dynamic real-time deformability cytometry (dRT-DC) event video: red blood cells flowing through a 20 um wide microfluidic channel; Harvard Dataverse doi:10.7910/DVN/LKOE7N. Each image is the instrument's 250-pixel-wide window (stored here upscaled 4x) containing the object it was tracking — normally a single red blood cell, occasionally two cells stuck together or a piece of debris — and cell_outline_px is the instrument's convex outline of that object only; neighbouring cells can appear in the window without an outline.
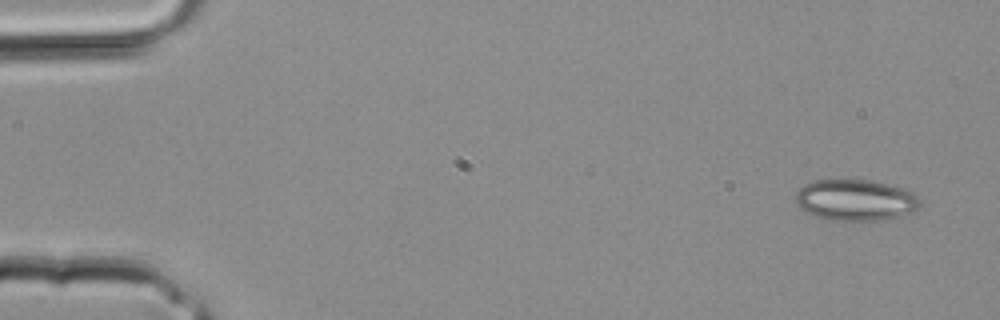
{"species": "common noctule bat (a hibernating species)", "species_latin": "Nyctalus noctula", "temperature_condition": "room temperature", "stored_images_in_passage": 3, "camera_frame_rate_fps": 3000, "um_per_image_px": 0.085, "animal": {"sex": "male", "body_mass_g": 20.4}, "frame": {"image": 1, "passage_image": 1, "time_ms": 0.0, "image_size_px": [1000, 320], "cell_outline_px": [[920, 204], [912, 212], [900, 216], [884, 220], [836, 220], [804, 212], [796, 204], [796, 192], [804, 184], [812, 180], [872, 180], [904, 188], [916, 196], [920, 200]], "centroid_in_image_um": [72.7, 16.99], "position_along_channel_um": 12.3, "area_um2": 29.71}}